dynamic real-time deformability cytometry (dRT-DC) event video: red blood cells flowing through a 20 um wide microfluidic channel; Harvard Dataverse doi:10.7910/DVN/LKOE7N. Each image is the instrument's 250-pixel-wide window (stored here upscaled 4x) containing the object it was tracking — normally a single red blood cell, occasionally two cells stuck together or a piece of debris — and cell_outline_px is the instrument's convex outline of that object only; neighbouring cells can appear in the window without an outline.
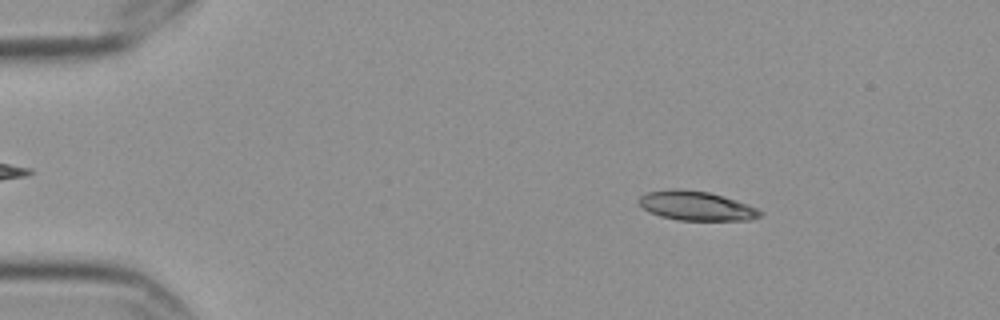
{"species": "Egyptian fruit bat (a non-hibernating species)", "species_latin": "Rousettus aegyptiacus", "temperature_condition": "cold", "stored_images_in_passage": 6, "camera_frame_rate_fps": 3000, "um_per_image_px": 0.085, "frame": {"image": 1, "passage_image": 2, "time_ms": 0.333, "image_size_px": [1000, 320], "cell_outline_px": [[764, 212], [760, 216], [748, 220], [676, 220], [660, 216], [648, 212], [636, 200], [640, 196], [648, 192], [676, 188], [680, 188], [708, 192], [736, 200], [748, 204]], "centroid_in_image_um": [59.16, 17.49], "position_along_channel_um": 25.8, "area_um2": 20.69}}
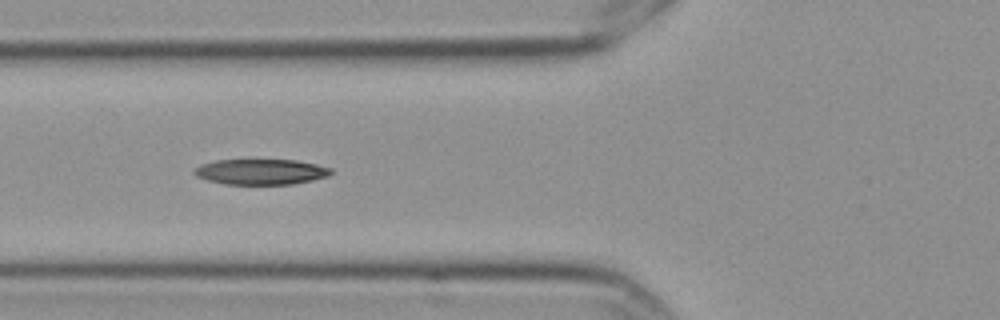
{"frame": {"image": 2, "passage_image": 5, "time_ms": 1.333, "image_size_px": [1000, 320], "cell_outline_px": [[332, 172], [328, 176], [312, 180], [292, 184], [224, 184], [208, 180], [196, 176], [192, 172], [200, 164], [216, 160], [296, 160], [316, 164], [332, 168]], "centroid_in_image_um": [22.17, 14.6], "position_along_channel_um": 103.6, "area_um2": 20.29}}
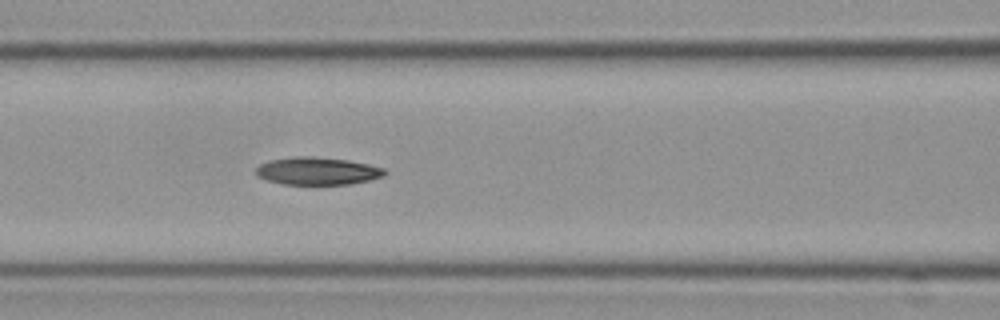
{"frame": {"image": 3, "passage_image": 6, "time_ms": 1.667, "image_size_px": [1000, 320], "cell_outline_px": [[388, 172], [384, 176], [368, 180], [348, 184], [280, 184], [256, 176], [256, 168], [260, 164], [268, 160], [292, 156], [312, 156], [348, 160], [368, 164], [384, 168]], "centroid_in_image_um": [26.96, 14.52], "position_along_channel_um": 139.6, "area_um2": 20.81}}